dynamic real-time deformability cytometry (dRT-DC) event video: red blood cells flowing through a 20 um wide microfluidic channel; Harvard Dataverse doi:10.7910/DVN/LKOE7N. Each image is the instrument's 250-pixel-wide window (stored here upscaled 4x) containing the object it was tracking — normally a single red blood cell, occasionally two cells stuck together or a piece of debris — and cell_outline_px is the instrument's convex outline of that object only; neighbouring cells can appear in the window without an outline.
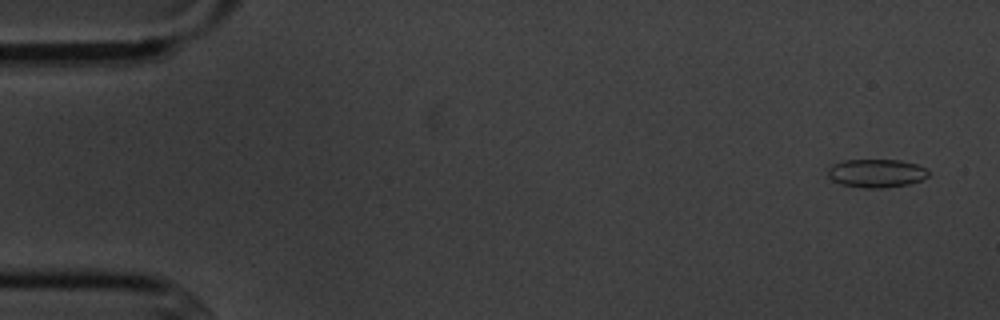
{"species": "common noctule bat (a hibernating species)", "species_latin": "Nyctalus noctula", "temperature_condition": "cold", "stored_images_in_passage": 5, "camera_frame_rate_fps": 3000, "um_per_image_px": 0.085, "animal": {"sex": "male", "body_mass_g": 20.1, "forearm_length_mm": 53.5}, "frame": {"image": 1, "passage_image": 1, "time_ms": 0.0, "image_size_px": [1000, 320], "cell_outline_px": [[928, 176], [920, 180], [908, 184], [884, 188], [864, 188], [840, 184], [832, 180], [828, 176], [828, 168], [832, 164], [844, 160], [900, 160], [916, 164], [924, 168], [928, 172]], "centroid_in_image_um": [74.45, 14.73], "position_along_channel_um": 10.5, "area_um2": 16.59}}
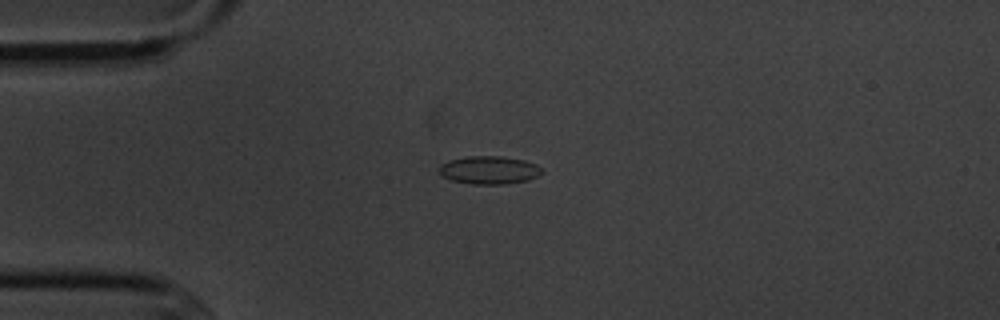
{"frame": {"image": 2, "passage_image": 4, "time_ms": 3.667, "image_size_px": [1000, 320], "cell_outline_px": [[540, 176], [528, 180], [508, 184], [472, 184], [452, 180], [444, 176], [440, 172], [440, 164], [448, 160], [468, 156], [500, 156], [524, 160], [536, 164], [540, 168]], "centroid_in_image_um": [41.59, 14.45], "position_along_channel_um": 43.4, "area_um2": 16.7}}